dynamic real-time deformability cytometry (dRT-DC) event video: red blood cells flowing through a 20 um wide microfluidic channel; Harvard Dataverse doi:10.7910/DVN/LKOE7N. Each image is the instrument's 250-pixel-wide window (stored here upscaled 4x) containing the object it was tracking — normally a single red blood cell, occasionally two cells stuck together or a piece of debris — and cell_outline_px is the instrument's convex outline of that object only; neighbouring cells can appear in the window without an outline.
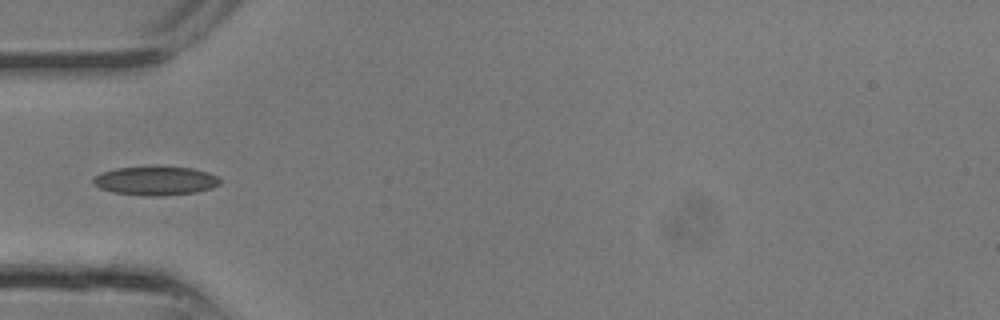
{"species": "common noctule bat (a hibernating species)", "species_latin": "Nyctalus noctula", "temperature_condition": "room temperature", "stored_images_in_passage": 9, "camera_frame_rate_fps": 3000, "um_per_image_px": 0.085, "animal": {"sex": "male", "body_mass_g": 13.3}, "frame": {"image": 1, "passage_image": 8, "time_ms": 2.333, "image_size_px": [1000, 320], "cell_outline_px": [[220, 184], [212, 188], [196, 192], [164, 196], [144, 196], [112, 192], [100, 188], [92, 184], [92, 176], [100, 172], [116, 168], [156, 164], [160, 164], [192, 168], [208, 172], [216, 176], [220, 180]], "centroid_in_image_um": [13.18, 15.33], "position_along_channel_um": 71.8, "area_um2": 22.31}}